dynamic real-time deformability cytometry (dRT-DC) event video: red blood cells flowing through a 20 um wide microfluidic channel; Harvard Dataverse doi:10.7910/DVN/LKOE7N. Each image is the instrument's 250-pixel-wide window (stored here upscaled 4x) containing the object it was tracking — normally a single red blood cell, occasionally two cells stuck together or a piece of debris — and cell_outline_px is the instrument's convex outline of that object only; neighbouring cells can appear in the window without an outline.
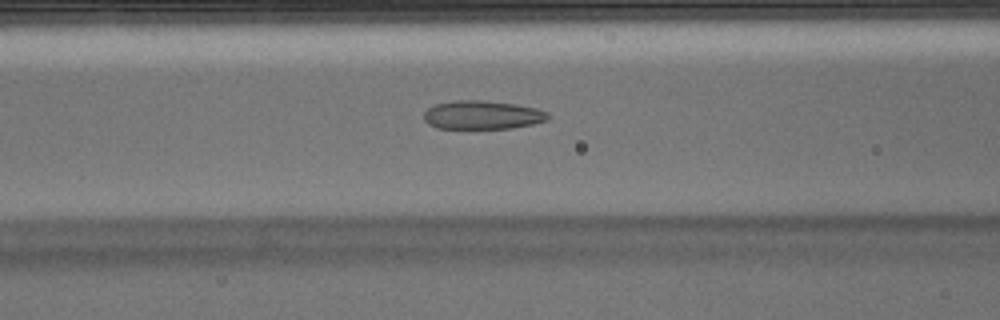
{"species": "Egyptian fruit bat (a non-hibernating species)", "species_latin": "Rousettus aegyptiacus", "temperature_condition": "warm", "stored_images_in_passage": 49, "camera_frame_rate_fps": 3000, "um_per_image_px": 0.085, "animal": {"sex": "male"}, "frame": {"image": 1, "passage_image": 19, "time_ms": 6.0, "image_size_px": [1000, 320], "cell_outline_px": [[548, 120], [532, 124], [512, 128], [436, 128], [428, 124], [424, 120], [424, 112], [428, 108], [436, 104], [452, 100], [484, 100], [516, 104], [536, 108], [548, 112]], "centroid_in_image_um": [40.98, 9.76], "position_along_channel_um": 125.6, "area_um2": 20.75}}
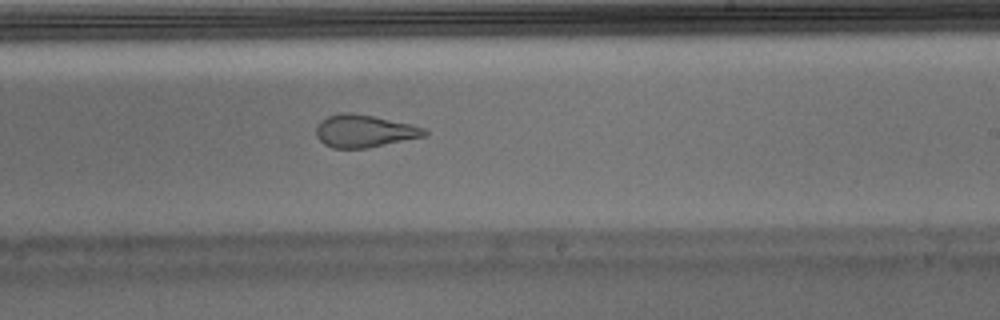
{"frame": {"image": 2, "passage_image": 29, "time_ms": 9.333, "image_size_px": [1000, 320], "cell_outline_px": [[428, 132], [424, 136], [368, 148], [332, 148], [324, 144], [316, 136], [316, 128], [320, 120], [328, 116], [344, 112], [352, 112], [412, 124], [424, 128]], "centroid_in_image_um": [30.93, 11.14], "position_along_channel_um": 258.1, "area_um2": 20.46}}
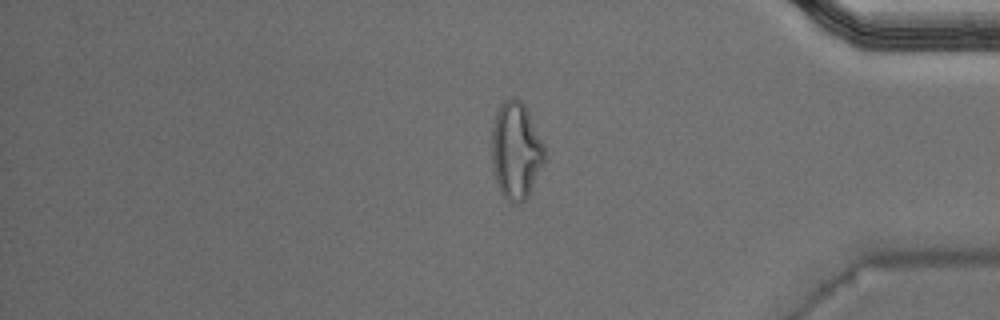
{"frame": {"image": 3, "passage_image": 41, "time_ms": 13.333, "image_size_px": [1000, 320], "cell_outline_px": [[544, 160], [528, 196], [520, 204], [516, 204], [508, 200], [500, 192], [496, 180], [492, 164], [492, 128], [500, 104], [504, 100], [516, 96], [524, 104], [544, 144]], "centroid_in_image_um": [43.84, 12.79], "position_along_channel_um": 391.4, "area_um2": 29.54}, "authors_computed_cell_mechanics": {"area_um2": 21.964, "velocity_mm_per_s": 3.9724, "shape_relaxation_time_tau1_ms": null, "shape_relaxation_time_tau2_ms": 1.4695, "deformation_change_tau1": null, "deformation_change_tau2": 0.0954}}